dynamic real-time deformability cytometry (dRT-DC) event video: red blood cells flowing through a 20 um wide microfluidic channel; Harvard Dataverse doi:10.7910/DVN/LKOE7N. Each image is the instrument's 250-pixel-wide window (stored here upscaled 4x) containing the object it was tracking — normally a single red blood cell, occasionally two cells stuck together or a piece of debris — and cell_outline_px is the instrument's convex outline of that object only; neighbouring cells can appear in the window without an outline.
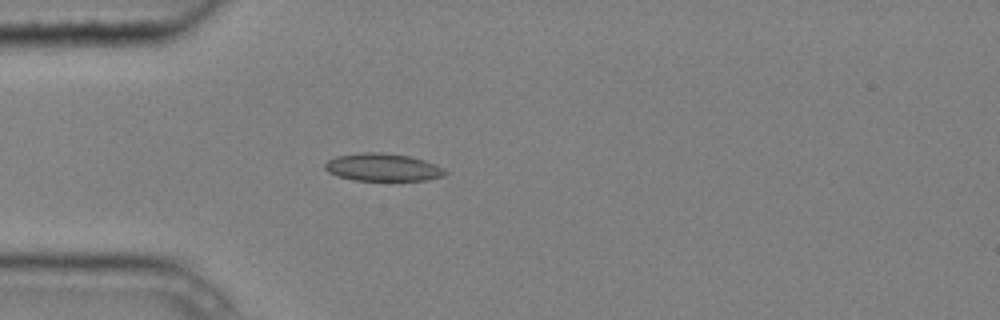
{"species": "common noctule bat (a hibernating species)", "species_latin": "Nyctalus noctula", "temperature_condition": "cold", "stored_images_in_passage": 4, "camera_frame_rate_fps": 3000, "um_per_image_px": 0.085, "animal": {"sex": "male", "body_mass_g": 20.4}, "frame": {"image": 1, "passage_image": 4, "time_ms": 1.0, "image_size_px": [1000, 320], "cell_outline_px": [[448, 172], [444, 176], [428, 180], [352, 180], [336, 176], [328, 172], [324, 168], [324, 164], [328, 160], [336, 156], [360, 152], [384, 152], [408, 156], [424, 160], [436, 164], [444, 168]], "centroid_in_image_um": [32.53, 14.22], "position_along_channel_um": 52.5, "area_um2": 19.59}}